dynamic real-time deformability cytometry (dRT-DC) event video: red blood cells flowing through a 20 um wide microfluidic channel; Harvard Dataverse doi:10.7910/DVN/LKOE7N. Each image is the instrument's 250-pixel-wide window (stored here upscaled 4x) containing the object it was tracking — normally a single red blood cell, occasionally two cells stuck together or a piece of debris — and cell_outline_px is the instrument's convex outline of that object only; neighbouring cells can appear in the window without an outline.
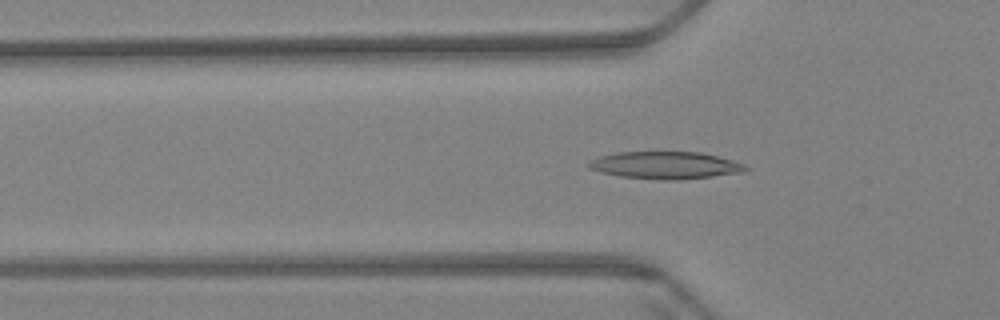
{"species": "Egyptian fruit bat (a non-hibernating species)", "species_latin": "Rousettus aegyptiacus", "temperature_condition": "warm", "stored_images_in_passage": 59, "camera_frame_rate_fps": 3000, "um_per_image_px": 0.085, "animal": {"sex": "female"}, "frame": {"image": 1, "passage_image": 19, "time_ms": 6.0, "image_size_px": [1000, 320], "cell_outline_px": [[748, 168], [744, 172], [680, 180], [664, 180], [620, 176], [600, 172], [588, 168], [588, 164], [592, 160], [600, 156], [616, 152], [700, 152], [732, 160], [744, 164]], "centroid_in_image_um": [56.55, 14.05], "position_along_channel_um": 69.2, "area_um2": 24.8}}
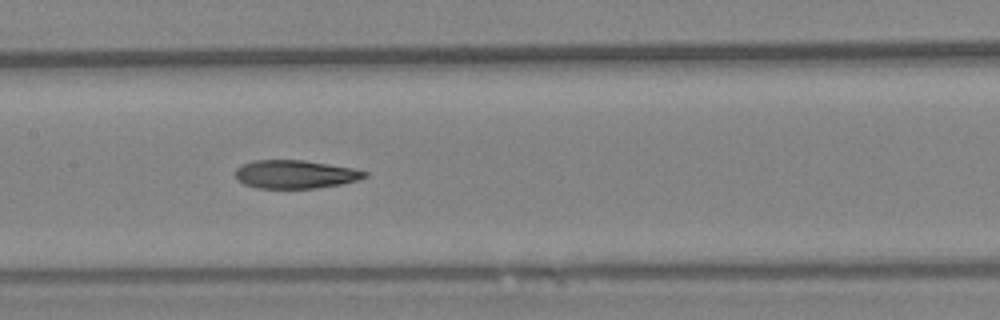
{"frame": {"image": 2, "passage_image": 29, "time_ms": 9.333, "image_size_px": [1000, 320], "cell_outline_px": [[368, 176], [356, 180], [340, 184], [316, 188], [256, 188], [244, 184], [236, 180], [236, 168], [252, 160], [304, 160], [352, 168], [368, 172]], "centroid_in_image_um": [25.07, 14.81], "position_along_channel_um": 182.3, "area_um2": 21.27}}
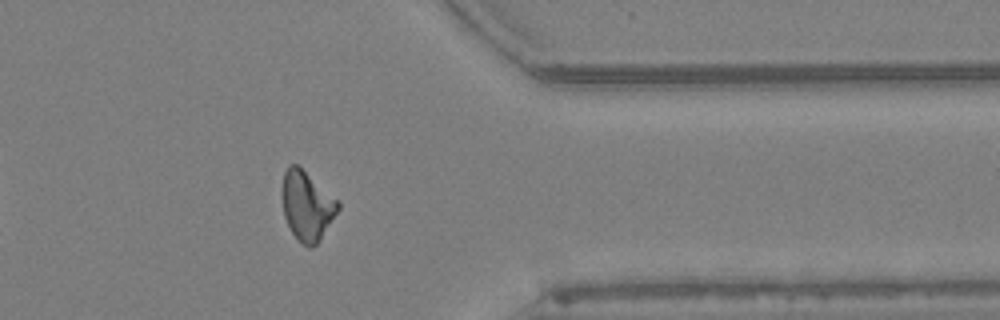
{"frame": {"image": 3, "passage_image": 48, "time_ms": 15.667, "image_size_px": [1000, 320], "cell_outline_px": [[340, 208], [320, 240], [312, 248], [308, 248], [300, 244], [292, 232], [284, 216], [284, 172], [288, 164], [296, 164], [340, 200]], "centroid_in_image_um": [26.14, 17.52], "position_along_channel_um": 385.3, "area_um2": 22.37}, "authors_computed_cell_mechanics": {"area_um2": 22.1952, "velocity_mm_per_s": 3.3963, "shape_relaxation_time_tau1_ms": null, "shape_relaxation_time_tau2_ms": 4.3379, "deformation_change_tau1": null, "deformation_change_tau2": 0.1329}}